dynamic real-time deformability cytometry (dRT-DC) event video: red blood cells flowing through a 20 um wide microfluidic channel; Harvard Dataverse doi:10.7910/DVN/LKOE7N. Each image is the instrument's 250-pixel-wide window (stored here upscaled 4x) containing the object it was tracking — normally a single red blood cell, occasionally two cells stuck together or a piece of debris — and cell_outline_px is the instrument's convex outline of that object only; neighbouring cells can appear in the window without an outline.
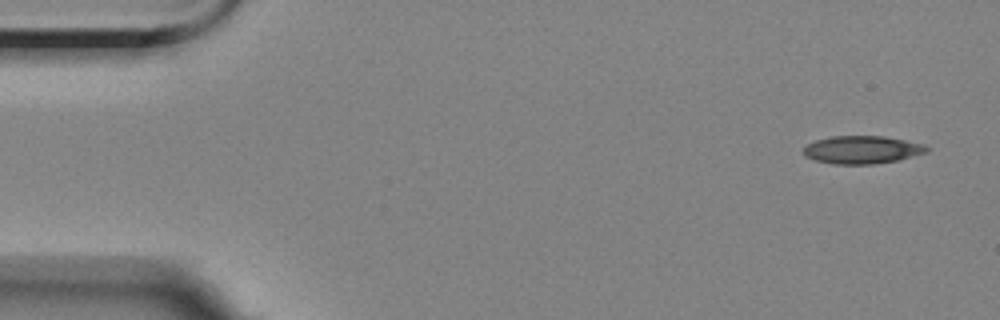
{"species": "Egyptian fruit bat (a non-hibernating species)", "species_latin": "Rousettus aegyptiacus", "temperature_condition": "room temperature", "stored_images_in_passage": 5, "camera_frame_rate_fps": 3000, "um_per_image_px": 0.085, "animal": {"sex": "female"}, "frame": {"image": 1, "passage_image": 1, "time_ms": 0.0, "image_size_px": [1000, 320], "cell_outline_px": [[928, 152], [900, 160], [872, 164], [832, 164], [816, 160], [804, 156], [800, 152], [808, 144], [816, 140], [832, 136], [884, 136], [924, 144], [928, 148]], "centroid_in_image_um": [73.27, 12.73], "position_along_channel_um": 11.7, "area_um2": 20.11}}